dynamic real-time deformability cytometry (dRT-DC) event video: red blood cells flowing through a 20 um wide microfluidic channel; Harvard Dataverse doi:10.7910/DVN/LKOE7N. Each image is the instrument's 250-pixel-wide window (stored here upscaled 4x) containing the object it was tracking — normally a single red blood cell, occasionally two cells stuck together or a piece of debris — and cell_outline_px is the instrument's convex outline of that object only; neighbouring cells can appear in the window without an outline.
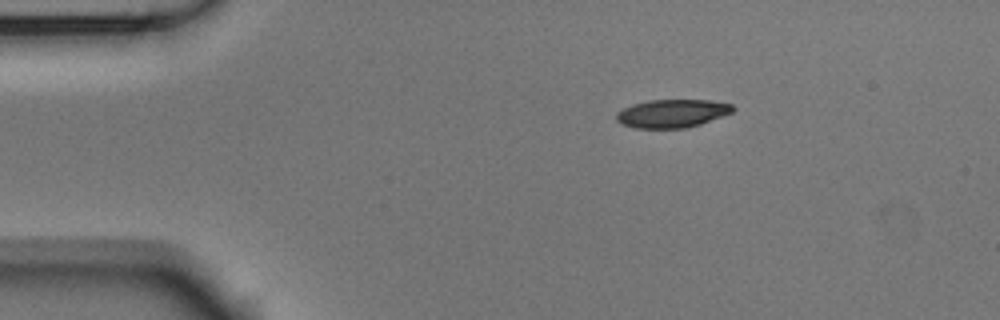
{"species": "Egyptian fruit bat (a non-hibernating species)", "species_latin": "Rousettus aegyptiacus", "temperature_condition": "room temperature", "stored_images_in_passage": 4, "camera_frame_rate_fps": 3000, "um_per_image_px": 0.085, "animal": {"sex": "male"}, "frame": {"image": 1, "passage_image": 1, "time_ms": 0.0, "image_size_px": [1000, 320], "cell_outline_px": [[736, 108], [732, 112], [700, 124], [688, 128], [636, 128], [620, 124], [616, 120], [616, 112], [632, 104], [648, 100], [708, 100], [732, 104]], "centroid_in_image_um": [57.1, 9.64], "position_along_channel_um": 27.9, "area_um2": 19.19}}
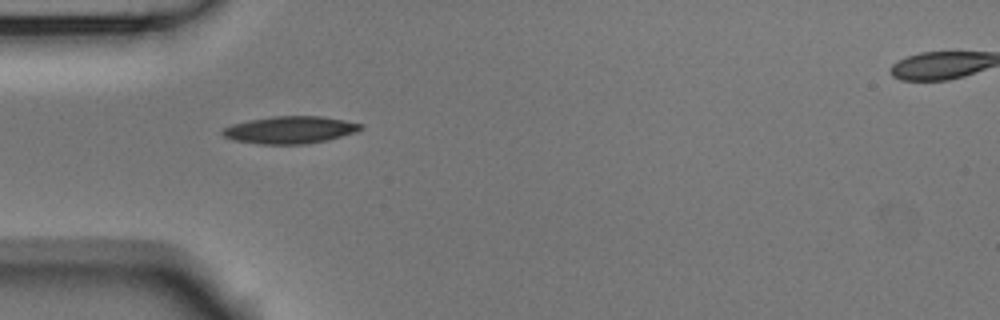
{"frame": {"image": 2, "passage_image": 3, "time_ms": 0.667, "image_size_px": [1000, 320], "cell_outline_px": [[364, 128], [328, 140], [304, 144], [260, 144], [232, 140], [224, 136], [220, 132], [220, 128], [232, 124], [248, 120], [272, 116], [320, 116], [344, 120], [364, 124]], "centroid_in_image_um": [24.59, 11.03], "position_along_channel_um": 60.4, "area_um2": 22.02}}
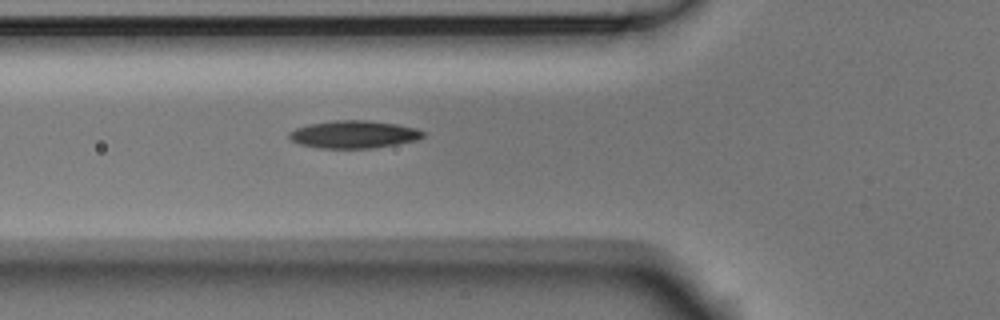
{"frame": {"image": 3, "passage_image": 4, "time_ms": 1.0, "image_size_px": [1000, 320], "cell_outline_px": [[424, 136], [416, 140], [372, 148], [320, 148], [300, 144], [292, 140], [288, 136], [288, 132], [296, 128], [308, 124], [332, 120], [368, 120], [396, 124], [416, 128], [424, 132]], "centroid_in_image_um": [30.04, 11.41], "position_along_channel_um": 95.8, "area_um2": 21.44}}